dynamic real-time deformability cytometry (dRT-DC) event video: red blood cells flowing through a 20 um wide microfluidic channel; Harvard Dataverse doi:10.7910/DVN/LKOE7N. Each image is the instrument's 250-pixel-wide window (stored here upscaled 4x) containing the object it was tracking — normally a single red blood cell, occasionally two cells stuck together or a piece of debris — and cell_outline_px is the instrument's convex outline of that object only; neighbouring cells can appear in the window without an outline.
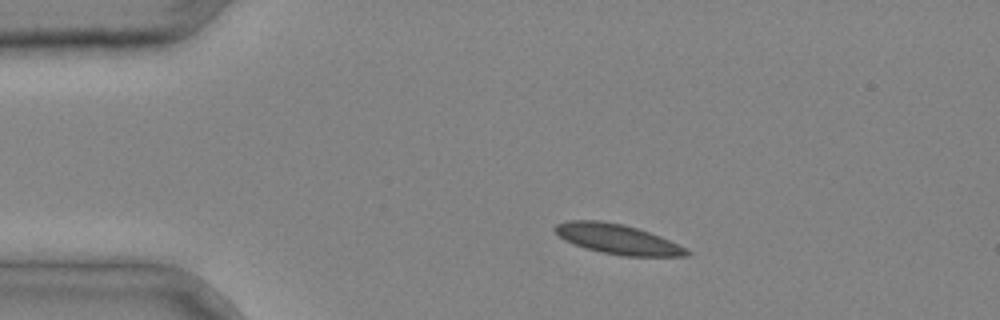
{"species": "common noctule bat (a hibernating species)", "species_latin": "Nyctalus noctula", "temperature_condition": "cold", "stored_images_in_passage": 2, "camera_frame_rate_fps": 3000, "um_per_image_px": 0.085, "animal": {"sex": "male", "body_mass_g": 20.4}, "frame": {"image": 1, "passage_image": 1, "time_ms": 0.0, "image_size_px": [1000, 320], "cell_outline_px": [[692, 252], [688, 256], [624, 256], [600, 252], [584, 248], [564, 240], [552, 228], [556, 224], [568, 220], [600, 220], [624, 224], [660, 236]], "centroid_in_image_um": [52.44, 20.32], "position_along_channel_um": 32.6, "area_um2": 22.83}}